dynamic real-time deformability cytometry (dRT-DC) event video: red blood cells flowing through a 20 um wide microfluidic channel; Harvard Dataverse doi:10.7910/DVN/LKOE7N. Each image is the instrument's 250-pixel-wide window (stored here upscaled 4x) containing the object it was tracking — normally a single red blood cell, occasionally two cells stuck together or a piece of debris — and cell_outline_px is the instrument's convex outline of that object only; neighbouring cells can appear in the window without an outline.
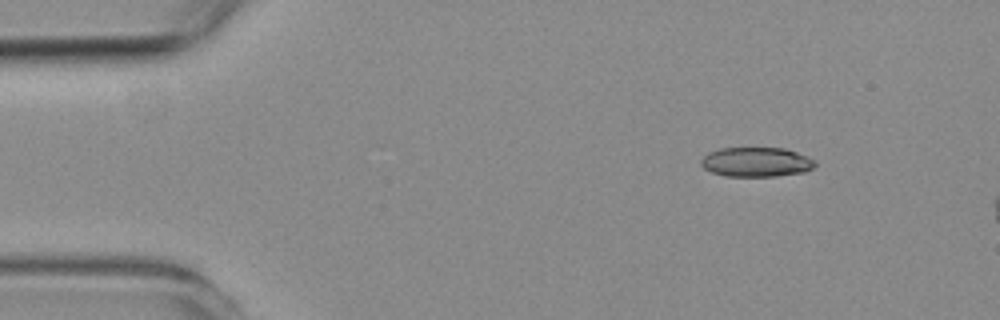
{"species": "common noctule bat (a hibernating species)", "species_latin": "Nyctalus noctula", "temperature_condition": "room temperature", "stored_images_in_passage": 7, "camera_frame_rate_fps": 3000, "um_per_image_px": 0.085, "animal": {"sex": "female", "body_mass_g": 19.3, "forearm_length_mm": 54.1}, "frame": {"image": 1, "passage_image": 1, "time_ms": 0.0, "image_size_px": [1000, 320], "cell_outline_px": [[816, 164], [812, 168], [804, 172], [776, 176], [724, 176], [712, 172], [704, 168], [700, 164], [700, 160], [708, 152], [720, 148], [784, 148], [808, 156], [816, 160]], "centroid_in_image_um": [64.28, 13.77], "position_along_channel_um": 20.7, "area_um2": 19.71}}